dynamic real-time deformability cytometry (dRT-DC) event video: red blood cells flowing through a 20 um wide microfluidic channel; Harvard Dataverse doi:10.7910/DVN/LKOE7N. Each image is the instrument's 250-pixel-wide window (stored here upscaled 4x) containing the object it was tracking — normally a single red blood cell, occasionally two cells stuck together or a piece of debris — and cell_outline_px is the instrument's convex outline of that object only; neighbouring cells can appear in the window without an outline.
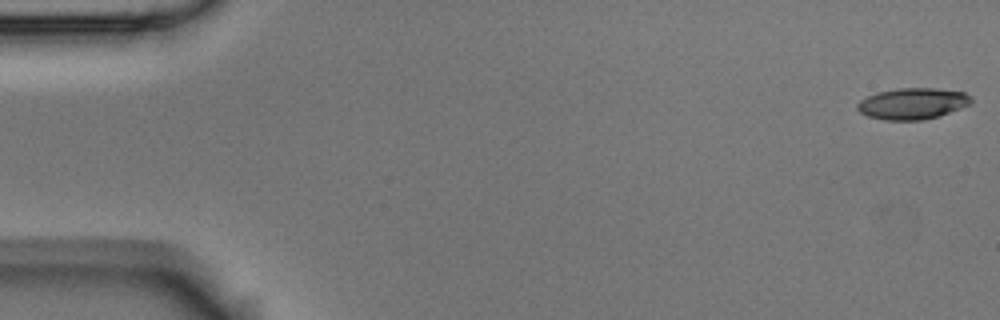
{"species": "Egyptian fruit bat (a non-hibernating species)", "species_latin": "Rousettus aegyptiacus", "temperature_condition": "room temperature", "stored_images_in_passage": 13, "camera_frame_rate_fps": 3000, "um_per_image_px": 0.085, "animal": {"sex": "male"}, "frame": {"image": 1, "passage_image": 1, "time_ms": 0.0, "image_size_px": [1000, 320], "cell_outline_px": [[972, 100], [968, 104], [960, 108], [940, 116], [924, 120], [884, 120], [868, 116], [860, 112], [856, 108], [856, 104], [860, 100], [876, 92], [896, 88], [936, 88], [964, 92], [972, 96]], "centroid_in_image_um": [77.55, 8.8], "position_along_channel_um": 7.5, "area_um2": 20.87}}